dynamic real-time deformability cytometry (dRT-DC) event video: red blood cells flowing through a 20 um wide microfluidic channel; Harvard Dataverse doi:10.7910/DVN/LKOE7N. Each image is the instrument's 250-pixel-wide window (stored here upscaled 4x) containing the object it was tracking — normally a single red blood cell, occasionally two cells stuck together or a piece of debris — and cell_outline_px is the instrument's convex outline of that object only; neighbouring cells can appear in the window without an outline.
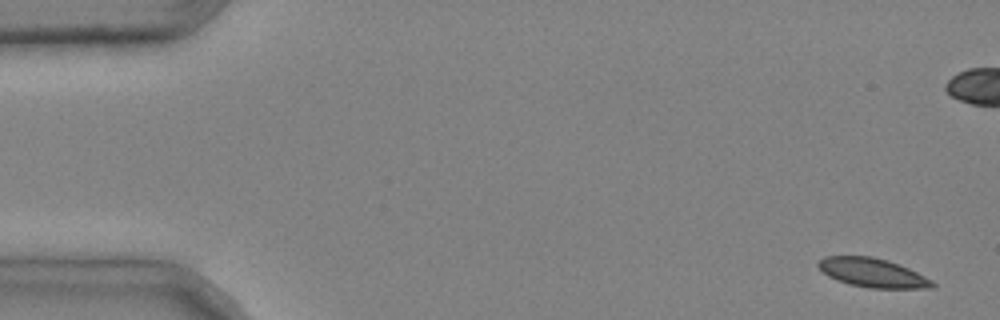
{"species": "common noctule bat (a hibernating species)", "species_latin": "Nyctalus noctula", "temperature_condition": "cold", "stored_images_in_passage": 4, "camera_frame_rate_fps": 3000, "um_per_image_px": 0.085, "animal": {"sex": "male", "body_mass_g": 20.4}, "frame": {"image": 1, "passage_image": 1, "time_ms": 0.0, "image_size_px": [1000, 320], "cell_outline_px": [[936, 288], [868, 288], [848, 284], [836, 280], [828, 276], [816, 264], [824, 256], [872, 256], [888, 260], [908, 268], [932, 280], [936, 284]], "centroid_in_image_um": [74.17, 23.19], "position_along_channel_um": 10.8, "area_um2": 19.31}}